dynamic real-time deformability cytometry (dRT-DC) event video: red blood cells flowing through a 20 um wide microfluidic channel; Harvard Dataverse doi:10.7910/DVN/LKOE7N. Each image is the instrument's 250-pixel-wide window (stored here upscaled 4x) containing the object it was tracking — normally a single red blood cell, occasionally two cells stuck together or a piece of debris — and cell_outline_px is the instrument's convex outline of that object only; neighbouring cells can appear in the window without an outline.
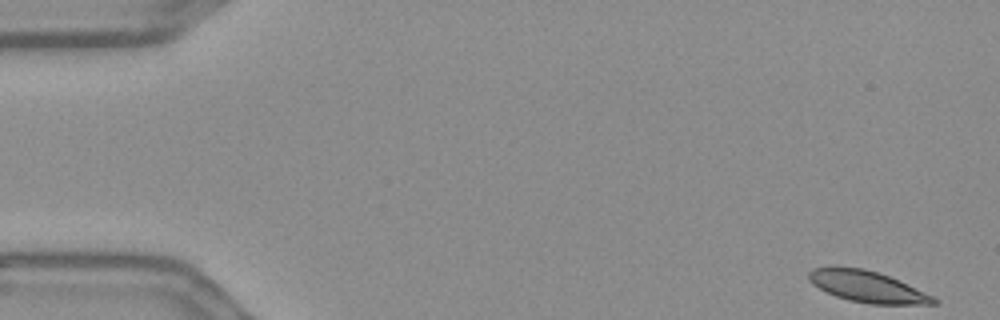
{"species": "Egyptian fruit bat (a non-hibernating species)", "species_latin": "Rousettus aegyptiacus", "temperature_condition": "warm", "stored_images_in_passage": 55, "camera_frame_rate_fps": 3000, "um_per_image_px": 0.085, "frame": {"image": 1, "passage_image": 1, "time_ms": 0.0, "image_size_px": [1000, 320], "cell_outline_px": [[940, 304], [868, 304], [848, 300], [836, 296], [812, 284], [808, 280], [808, 272], [812, 268], [828, 264], [836, 264], [864, 268], [880, 272], [924, 292], [940, 300]], "centroid_in_image_um": [73.64, 24.32], "position_along_channel_um": 11.4, "area_um2": 23.35}}
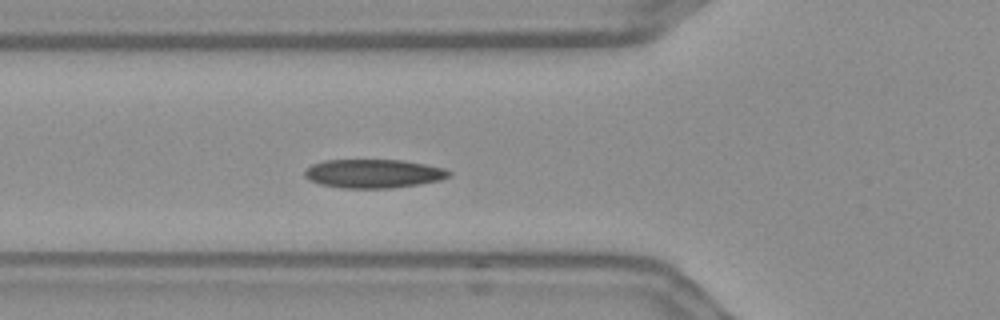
{"frame": {"image": 2, "passage_image": 19, "time_ms": 6.0, "image_size_px": [1000, 320], "cell_outline_px": [[452, 176], [440, 180], [420, 184], [392, 188], [340, 188], [320, 184], [308, 180], [304, 176], [304, 172], [312, 164], [324, 160], [404, 160], [444, 168], [452, 172]], "centroid_in_image_um": [31.76, 14.76], "position_along_channel_um": 94.0, "area_um2": 24.33}}
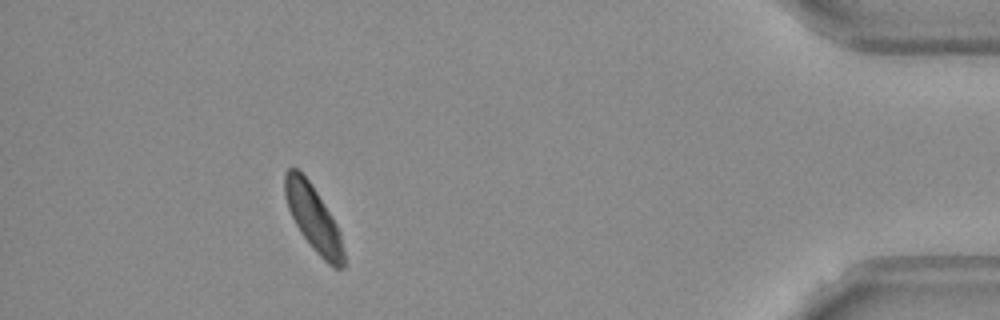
{"frame": {"image": 3, "passage_image": 50, "time_ms": 16.333, "image_size_px": [1000, 320], "cell_outline_px": [[344, 268], [332, 268], [312, 248], [300, 232], [288, 208], [284, 196], [284, 172], [288, 168], [296, 168], [308, 180], [316, 192], [336, 224], [340, 232], [344, 252]], "centroid_in_image_um": [26.62, 18.57], "position_along_channel_um": 408.6, "area_um2": 22.14}, "authors_computed_cell_mechanics": {"area_um2": 23.5246, "velocity_mm_per_s": 3.5768, "shape_relaxation_time_tau1_ms": 3.0472, "shape_relaxation_time_tau2_ms": 3.7815, "deformation_change_tau1": 0.0975, "deformation_change_tau2": 0.0704}}